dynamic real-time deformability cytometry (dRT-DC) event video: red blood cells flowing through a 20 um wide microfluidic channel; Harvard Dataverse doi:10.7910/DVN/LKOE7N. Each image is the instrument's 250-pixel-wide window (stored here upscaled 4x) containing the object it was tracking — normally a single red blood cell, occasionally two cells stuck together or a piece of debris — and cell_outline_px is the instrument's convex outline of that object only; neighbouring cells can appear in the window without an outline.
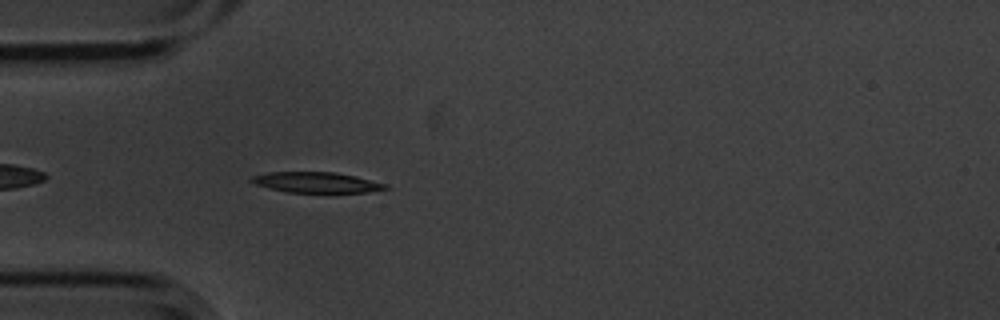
{"species": "common noctule bat (a hibernating species)", "species_latin": "Nyctalus noctula", "temperature_condition": "cold", "stored_images_in_passage": 5, "camera_frame_rate_fps": 3000, "um_per_image_px": 0.085, "animal": {"sex": "male", "body_mass_g": 20.1, "forearm_length_mm": 53.5}, "frame": {"image": 1, "passage_image": 5, "time_ms": 1.333, "image_size_px": [1000, 320], "cell_outline_px": [[388, 188], [368, 192], [288, 192], [256, 184], [248, 180], [252, 176], [268, 172], [336, 172], [356, 176], [388, 184]], "centroid_in_image_um": [26.92, 15.49], "position_along_channel_um": 58.1, "area_um2": 15.9}}